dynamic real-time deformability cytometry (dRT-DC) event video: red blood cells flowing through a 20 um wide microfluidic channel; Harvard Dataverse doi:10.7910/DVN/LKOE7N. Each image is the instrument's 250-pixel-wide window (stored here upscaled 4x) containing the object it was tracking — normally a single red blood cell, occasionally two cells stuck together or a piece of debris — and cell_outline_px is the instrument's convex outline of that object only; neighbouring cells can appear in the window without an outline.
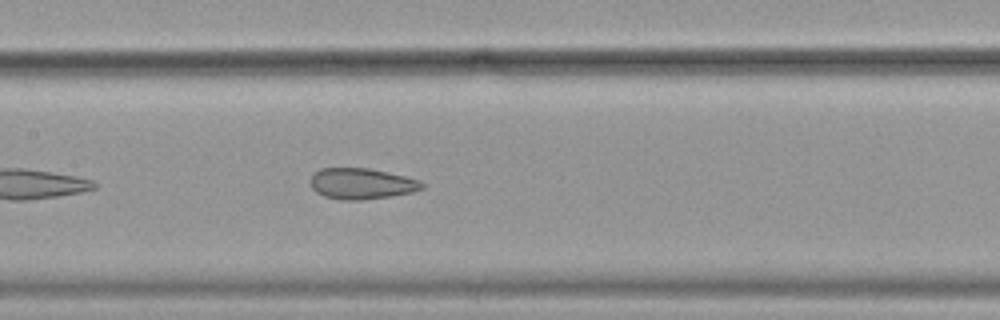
{"species": "common noctule bat (a hibernating species)", "species_latin": "Nyctalus noctula", "temperature_condition": "cold", "stored_images_in_passage": 40, "camera_frame_rate_fps": 3000, "um_per_image_px": 0.085, "animal": {"sex": "female", "body_mass_g": 19.9}, "frame": {"image": 1, "passage_image": 12, "time_ms": 3.667, "image_size_px": [1000, 320], "cell_outline_px": [[424, 188], [412, 192], [392, 196], [360, 200], [340, 200], [324, 196], [316, 192], [312, 188], [308, 180], [320, 168], [368, 168], [388, 172], [420, 180], [424, 184]], "centroid_in_image_um": [30.72, 15.61], "position_along_channel_um": 176.7, "area_um2": 20.23}, "authors_computed_cell_mechanics": {"area_um2": 21.2126, "velocity_mm_per_s": 3.5535, "shape_relaxation_time_tau1_ms": 11.2306, "shape_relaxation_time_tau2_ms": 2.1992, "deformation_change_tau1": 0.1689, "deformation_change_tau2": 0.0913}}